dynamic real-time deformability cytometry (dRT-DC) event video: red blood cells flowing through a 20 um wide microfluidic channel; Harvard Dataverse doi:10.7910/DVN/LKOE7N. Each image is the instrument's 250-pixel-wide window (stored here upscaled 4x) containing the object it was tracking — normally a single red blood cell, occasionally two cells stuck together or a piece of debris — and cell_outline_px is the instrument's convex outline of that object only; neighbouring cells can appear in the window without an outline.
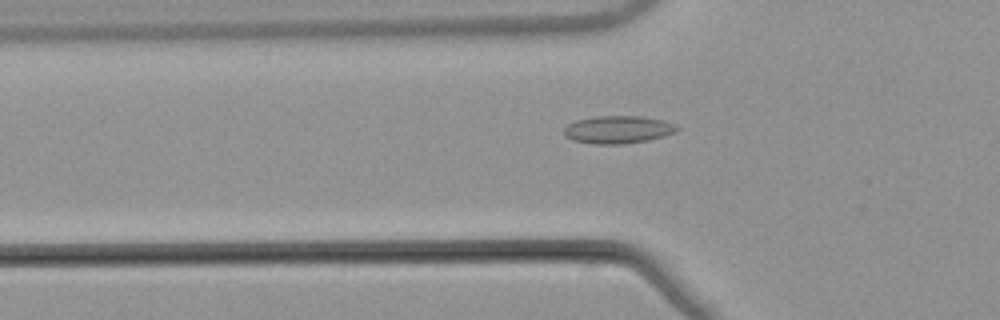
{"species": "common noctule bat (a hibernating species)", "species_latin": "Nyctalus noctula", "temperature_condition": "warm", "stored_images_in_passage": 40, "camera_frame_rate_fps": 3000, "um_per_image_px": 0.085, "animal": {"sex": "male", "body_mass_g": 21.5, "forearm_length_mm": 52.0}, "frame": {"image": 1, "passage_image": 10, "time_ms": 3.0, "image_size_px": [1000, 320], "cell_outline_px": [[680, 128], [676, 132], [664, 136], [648, 140], [624, 144], [592, 144], [572, 140], [564, 136], [564, 128], [568, 124], [576, 120], [596, 116], [640, 116], [660, 120], [676, 124]], "centroid_in_image_um": [52.52, 11.02], "position_along_channel_um": 73.3, "area_um2": 18.32}}
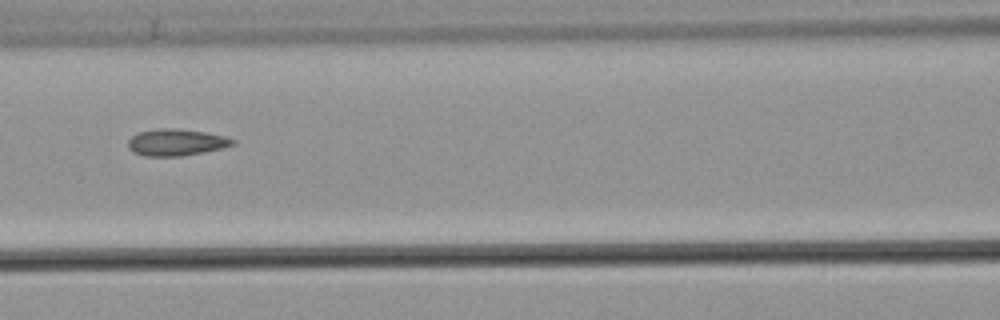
{"frame": {"image": 2, "passage_image": 16, "time_ms": 5.0, "image_size_px": [1000, 320], "cell_outline_px": [[236, 144], [224, 148], [204, 152], [180, 156], [144, 156], [132, 152], [128, 148], [128, 140], [136, 132], [156, 128], [176, 128], [204, 132], [228, 136], [236, 140]], "centroid_in_image_um": [14.99, 12.09], "position_along_channel_um": 151.6, "area_um2": 16.65}}
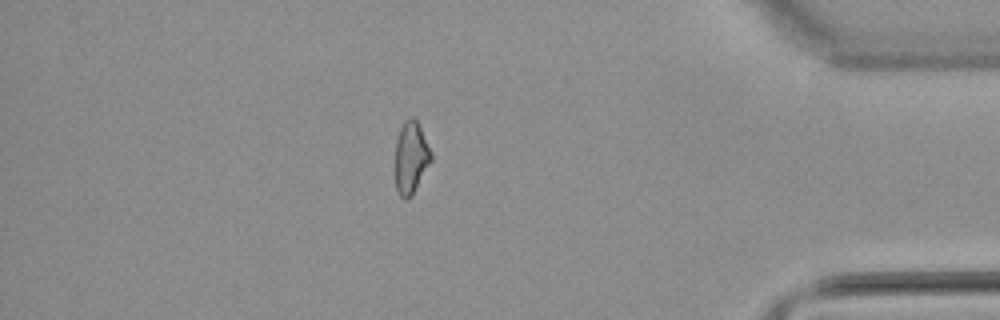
{"frame": {"image": 3, "passage_image": 38, "time_ms": 12.333, "image_size_px": [1000, 320], "cell_outline_px": [[432, 160], [412, 196], [408, 200], [404, 200], [400, 196], [396, 188], [392, 168], [396, 140], [400, 128], [404, 120], [412, 116], [416, 120], [432, 152]], "centroid_in_image_um": [34.87, 13.44], "position_along_channel_um": 400.3, "area_um2": 15.78}}